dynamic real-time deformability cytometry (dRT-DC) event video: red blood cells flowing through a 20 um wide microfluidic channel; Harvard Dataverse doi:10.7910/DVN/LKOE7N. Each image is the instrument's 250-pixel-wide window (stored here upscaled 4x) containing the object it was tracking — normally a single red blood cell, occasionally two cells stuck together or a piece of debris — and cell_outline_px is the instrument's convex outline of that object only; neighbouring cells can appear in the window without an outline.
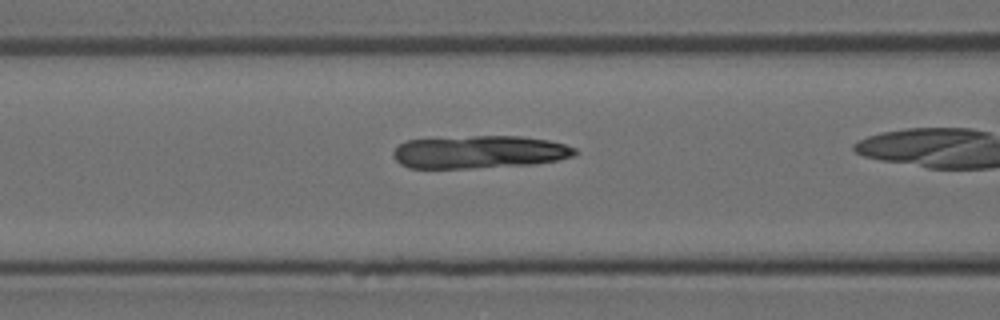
{"species": "Egyptian fruit bat (a non-hibernating species)", "species_latin": "Rousettus aegyptiacus", "temperature_condition": "room temperature", "stored_images_in_passage": 36, "camera_frame_rate_fps": 3000, "um_per_image_px": 0.085, "animal": {"sex": "female"}, "frame": {"image": 1, "passage_image": 17, "time_ms": 5.333, "image_size_px": [1000, 320], "cell_outline_px": [[576, 152], [572, 156], [556, 160], [536, 164], [472, 168], [408, 168], [400, 164], [392, 156], [392, 152], [400, 144], [408, 140], [472, 136], [520, 136], [548, 140], [564, 144], [576, 148]], "centroid_in_image_um": [40.72, 12.92], "position_along_channel_um": 125.9, "area_um2": 34.68}}
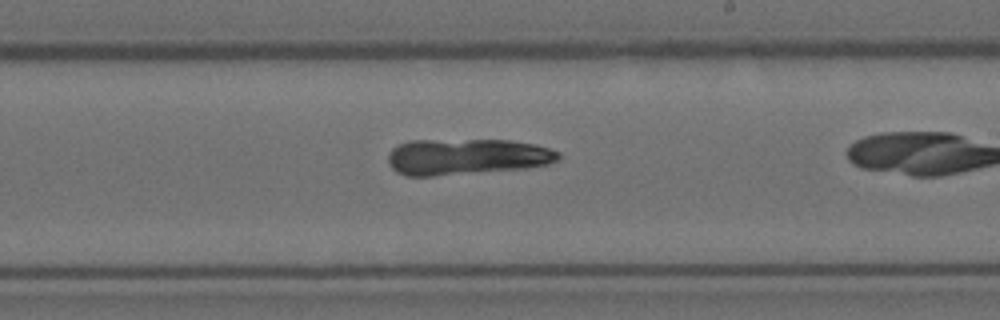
{"frame": {"image": 2, "passage_image": 26, "time_ms": 8.333, "image_size_px": [1000, 320], "cell_outline_px": [[560, 156], [556, 160], [548, 164], [524, 168], [432, 176], [404, 176], [396, 172], [388, 164], [388, 156], [392, 148], [400, 144], [412, 140], [508, 140], [532, 144], [548, 148], [560, 152]], "centroid_in_image_um": [39.61, 13.32], "position_along_channel_um": 249.4, "area_um2": 35.66}}
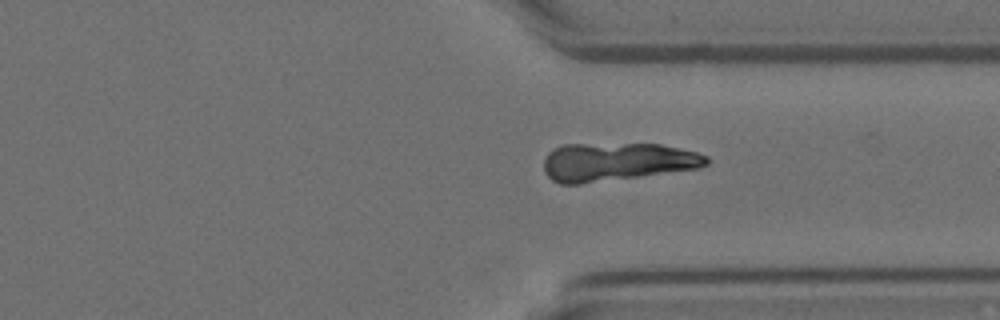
{"frame": {"image": 3, "passage_image": 34, "time_ms": 11.0, "image_size_px": [1000, 320], "cell_outline_px": [[708, 164], [700, 168], [580, 184], [560, 184], [552, 180], [544, 172], [544, 160], [548, 152], [564, 144], [660, 144], [696, 152], [708, 156]], "centroid_in_image_um": [52.42, 13.75], "position_along_channel_um": 359.0, "area_um2": 36.13}}